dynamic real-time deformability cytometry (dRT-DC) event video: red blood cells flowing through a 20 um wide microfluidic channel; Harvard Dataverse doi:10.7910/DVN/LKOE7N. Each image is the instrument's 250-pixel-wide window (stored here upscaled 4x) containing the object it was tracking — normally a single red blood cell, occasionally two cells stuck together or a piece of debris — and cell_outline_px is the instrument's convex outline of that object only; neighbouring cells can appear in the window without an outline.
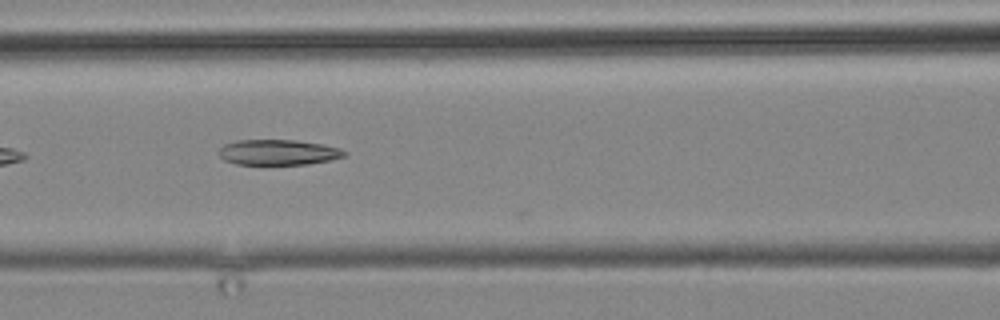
{"species": "common noctule bat (a hibernating species)", "species_latin": "Nyctalus noctula", "temperature_condition": "cold", "stored_images_in_passage": 7, "camera_frame_rate_fps": 3000, "um_per_image_px": 0.085, "animal": {"sex": "male", "body_mass_g": 19.2, "forearm_length_mm": 51.8}, "frame": {"image": 1, "passage_image": 6, "time_ms": 6.667, "image_size_px": [1000, 320], "cell_outline_px": [[348, 156], [332, 160], [308, 164], [236, 164], [224, 160], [220, 156], [220, 148], [224, 144], [236, 140], [296, 140], [320, 144], [340, 148], [348, 152]], "centroid_in_image_um": [23.7, 12.95], "position_along_channel_um": 142.9, "area_um2": 18.67}}